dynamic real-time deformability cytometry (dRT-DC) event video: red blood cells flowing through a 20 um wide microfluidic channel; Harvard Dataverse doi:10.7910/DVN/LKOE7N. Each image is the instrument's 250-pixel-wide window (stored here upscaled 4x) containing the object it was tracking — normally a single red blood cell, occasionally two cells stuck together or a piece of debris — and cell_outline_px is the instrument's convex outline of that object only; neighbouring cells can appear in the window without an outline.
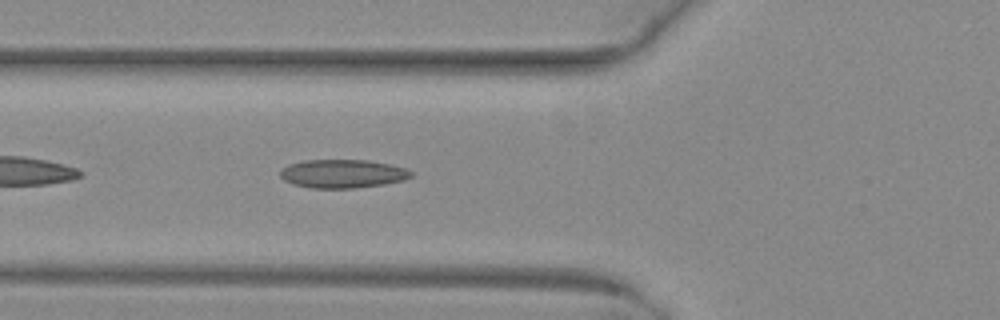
{"species": "common noctule bat (a hibernating species)", "species_latin": "Nyctalus noctula", "temperature_condition": "warm", "stored_images_in_passage": 37, "camera_frame_rate_fps": 3000, "um_per_image_px": 0.085, "animal": {"sex": "female", "body_mass_g": 29.2, "forearm_length_mm": 56.3}, "frame": {"image": 1, "passage_image": 5, "time_ms": 1.333, "image_size_px": [1000, 320], "cell_outline_px": [[412, 176], [404, 180], [384, 184], [356, 188], [312, 188], [292, 184], [284, 180], [280, 176], [280, 168], [288, 164], [304, 160], [368, 160], [392, 164], [404, 168], [412, 172]], "centroid_in_image_um": [29.1, 14.76], "position_along_channel_um": 96.7, "area_um2": 21.91}}
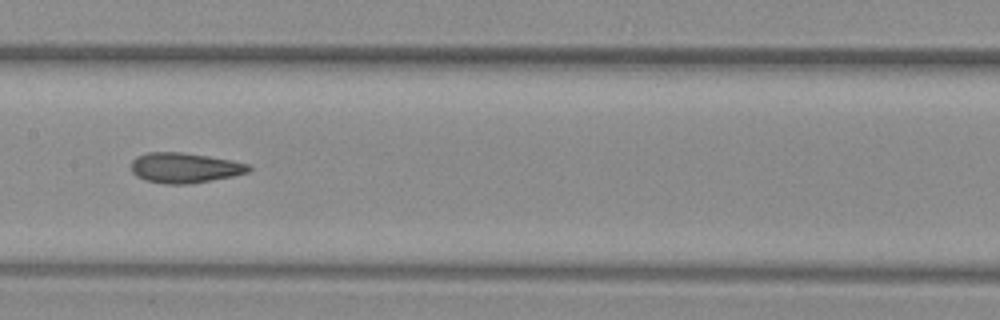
{"frame": {"image": 2, "passage_image": 12, "time_ms": 3.667, "image_size_px": [1000, 320], "cell_outline_px": [[252, 168], [248, 172], [232, 176], [188, 184], [164, 184], [144, 180], [136, 176], [132, 172], [132, 160], [136, 156], [148, 152], [180, 152], [208, 156], [232, 160], [248, 164]], "centroid_in_image_um": [15.67, 14.26], "position_along_channel_um": 191.7, "area_um2": 20.63}}
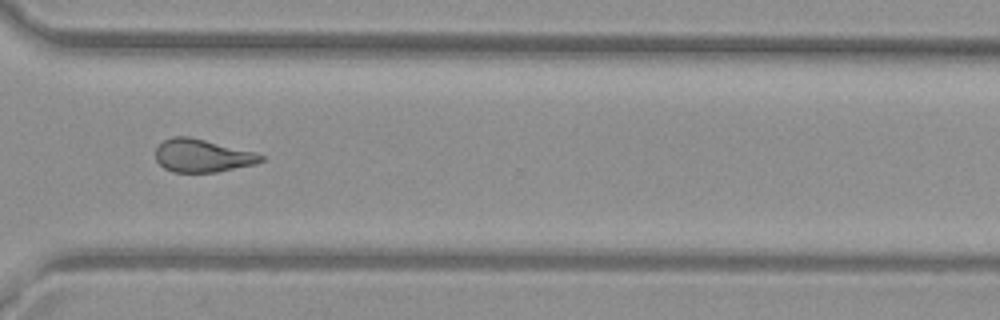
{"frame": {"image": 3, "passage_image": 24, "time_ms": 7.667, "image_size_px": [1000, 320], "cell_outline_px": [[264, 160], [256, 164], [216, 172], [172, 172], [164, 168], [156, 160], [156, 148], [164, 140], [172, 136], [188, 136], [256, 152], [264, 156]], "centroid_in_image_um": [17.2, 13.23], "position_along_channel_um": 353.4, "area_um2": 20.23}, "authors_computed_cell_mechanics": {"area_um2": 20.5768, "velocity_mm_per_s": 4.0511, "shape_relaxation_time_tau1_ms": null, "shape_relaxation_time_tau2_ms": 2.581, "deformation_change_tau1": null, "deformation_change_tau2": 0.1047}}